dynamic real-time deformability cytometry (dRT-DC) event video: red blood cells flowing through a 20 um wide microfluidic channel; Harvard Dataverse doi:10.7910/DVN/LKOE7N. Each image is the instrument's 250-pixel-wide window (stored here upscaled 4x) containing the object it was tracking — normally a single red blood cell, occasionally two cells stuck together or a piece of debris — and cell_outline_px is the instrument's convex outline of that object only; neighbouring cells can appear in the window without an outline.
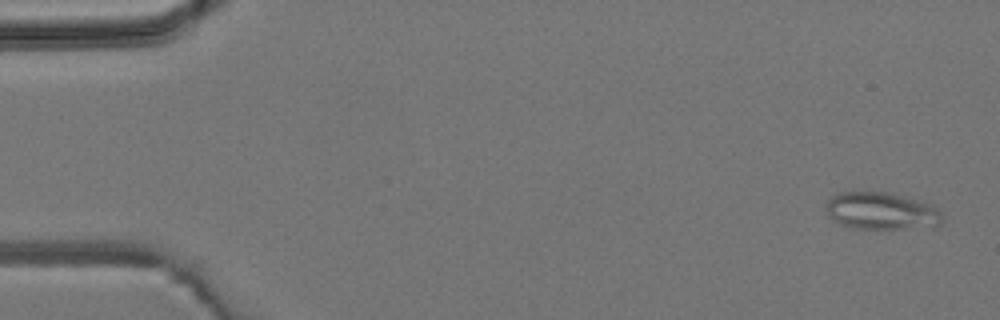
{"species": "common noctule bat (a hibernating species)", "species_latin": "Nyctalus noctula", "temperature_condition": "room temperature", "stored_images_in_passage": 6, "camera_frame_rate_fps": 3000, "um_per_image_px": 0.085, "animal": {"sex": "male", "body_mass_g": 19.2, "forearm_length_mm": 51.8}, "frame": {"image": 1, "passage_image": 6, "time_ms": 5.667, "image_size_px": [1000, 320], "cell_outline_px": [[944, 216], [940, 224], [936, 228], [856, 228], [840, 224], [832, 220], [828, 216], [824, 208], [824, 204], [832, 196], [840, 192], [868, 188], [892, 192], [920, 200], [932, 204]], "centroid_in_image_um": [74.91, 17.88], "position_along_channel_um": 10.1, "area_um2": 26.53}}